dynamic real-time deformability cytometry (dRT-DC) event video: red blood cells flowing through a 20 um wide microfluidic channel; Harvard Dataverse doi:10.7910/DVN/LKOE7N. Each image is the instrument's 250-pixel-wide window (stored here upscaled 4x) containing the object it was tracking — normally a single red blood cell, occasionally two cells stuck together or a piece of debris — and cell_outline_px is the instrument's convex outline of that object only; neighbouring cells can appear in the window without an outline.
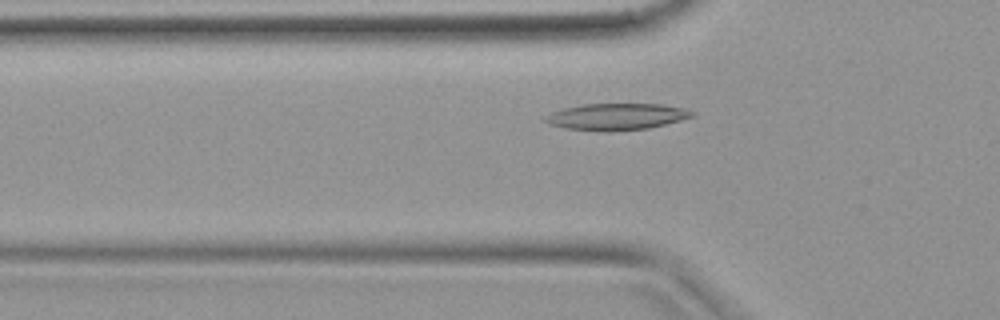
{"species": "common noctule bat (a hibernating species)", "species_latin": "Nyctalus noctula", "temperature_condition": "warm", "stored_images_in_passage": 35, "camera_frame_rate_fps": 3000, "um_per_image_px": 0.085, "animal": {"sex": "female", "body_mass_g": 19.9}, "frame": {"image": 1, "passage_image": 9, "time_ms": 2.667, "image_size_px": [1000, 320], "cell_outline_px": [[696, 116], [648, 128], [612, 132], [604, 132], [564, 128], [548, 124], [544, 120], [544, 116], [552, 112], [564, 108], [580, 104], [664, 104], [684, 108], [696, 112]], "centroid_in_image_um": [52.4, 9.92], "position_along_channel_um": 73.4, "area_um2": 23.06}}
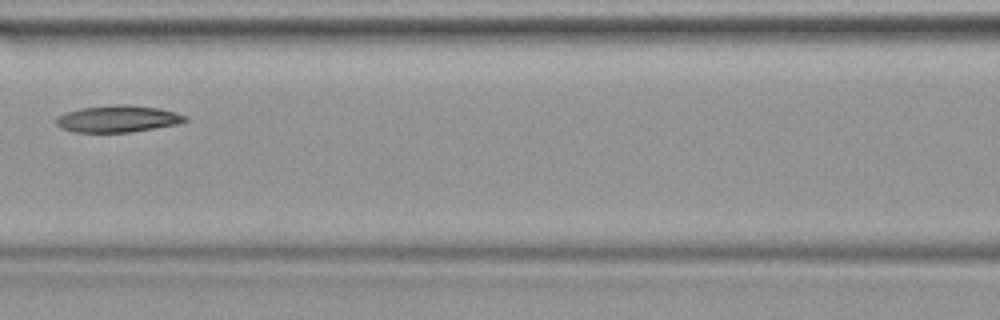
{"frame": {"image": 2, "passage_image": 14, "time_ms": 4.333, "image_size_px": [1000, 320], "cell_outline_px": [[188, 120], [180, 124], [132, 132], [72, 132], [60, 128], [56, 124], [56, 116], [80, 108], [116, 104], [132, 104], [160, 108], [176, 112], [188, 116]], "centroid_in_image_um": [10.05, 10.09], "position_along_channel_um": 156.5, "area_um2": 20.52}}
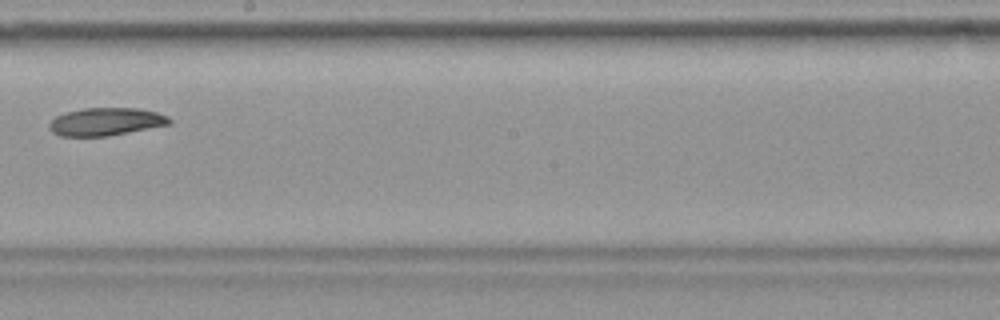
{"frame": {"image": 3, "passage_image": 19, "time_ms": 6.0, "image_size_px": [1000, 320], "cell_outline_px": [[172, 124], [108, 136], [60, 136], [52, 132], [48, 128], [48, 124], [56, 116], [64, 112], [84, 108], [140, 108], [156, 112], [168, 116], [172, 120]], "centroid_in_image_um": [9.0, 10.34], "position_along_channel_um": 239.2, "area_um2": 19.65}}